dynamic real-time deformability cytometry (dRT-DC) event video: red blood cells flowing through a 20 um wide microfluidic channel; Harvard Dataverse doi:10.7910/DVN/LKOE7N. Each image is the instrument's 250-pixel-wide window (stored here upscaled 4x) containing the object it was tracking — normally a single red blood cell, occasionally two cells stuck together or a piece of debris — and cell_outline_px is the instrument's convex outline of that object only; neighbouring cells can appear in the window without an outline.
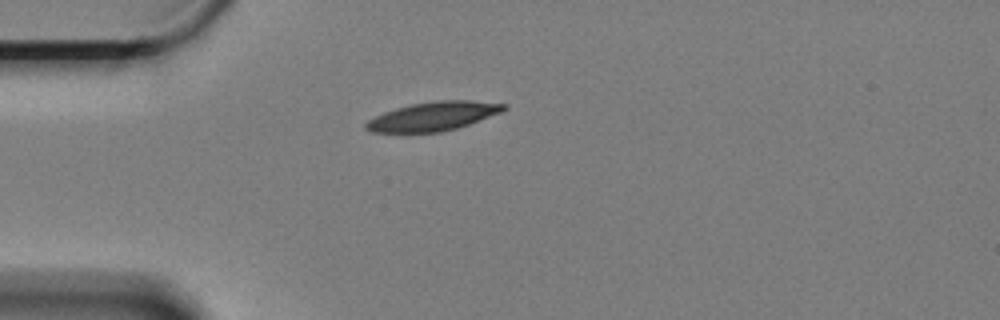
{"species": "Egyptian fruit bat (a non-hibernating species)", "species_latin": "Rousettus aegyptiacus", "temperature_condition": "cold", "stored_images_in_passage": 46, "camera_frame_rate_fps": 3000, "um_per_image_px": 0.085, "animal": {"sex": "female"}, "frame": {"image": 1, "passage_image": 1, "time_ms": 0.0, "image_size_px": [1000, 320], "cell_outline_px": [[508, 108], [500, 112], [468, 124], [456, 128], [440, 132], [372, 132], [364, 128], [364, 124], [368, 120], [384, 112], [396, 108], [412, 104], [436, 100], [472, 100], [508, 104]], "centroid_in_image_um": [36.82, 9.87], "position_along_channel_um": 48.2, "area_um2": 23.0}}
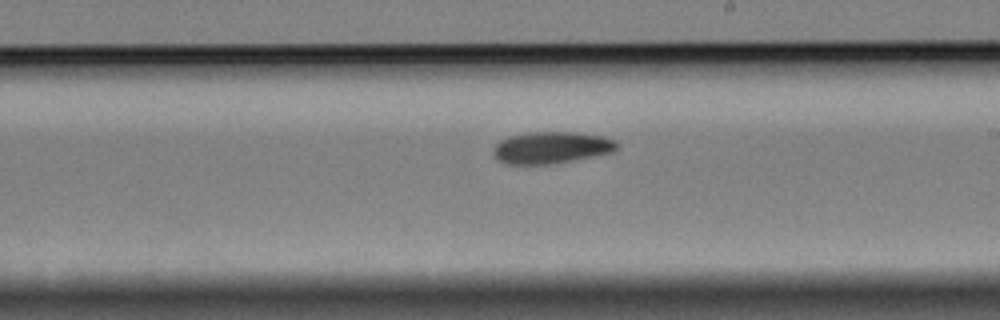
{"frame": {"image": 2, "passage_image": 20, "time_ms": 6.333, "image_size_px": [1000, 320], "cell_outline_px": [[620, 144], [612, 152], [592, 156], [548, 164], [504, 164], [496, 160], [492, 152], [496, 144], [500, 140], [508, 136], [528, 132], [576, 132], [604, 136], [616, 140]], "centroid_in_image_um": [46.83, 12.53], "position_along_channel_um": 242.2, "area_um2": 23.0}}
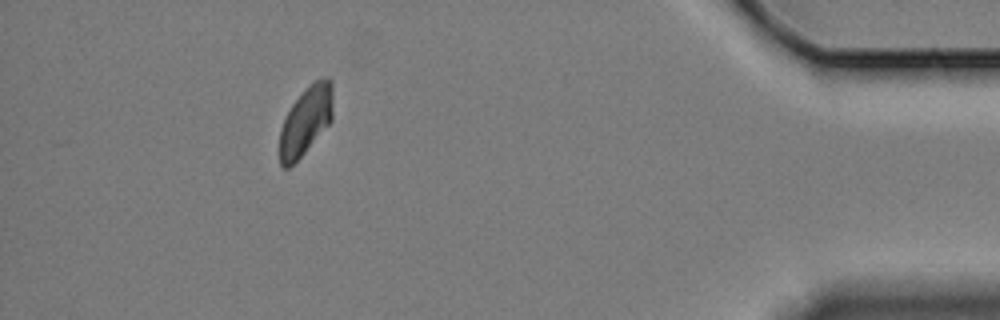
{"frame": {"image": 3, "passage_image": 40, "time_ms": 13.0, "image_size_px": [1000, 320], "cell_outline_px": [[332, 120], [304, 152], [288, 168], [284, 168], [280, 164], [280, 128], [292, 104], [304, 88], [312, 80], [324, 76], [328, 76], [332, 80]], "centroid_in_image_um": [26.0, 10.18], "position_along_channel_um": 409.2, "area_um2": 21.21}, "authors_computed_cell_mechanics": {"area_um2": 22.9466, "velocity_mm_per_s": 3.2843, "shape_relaxation_time_tau1_ms": 5.8366, "shape_relaxation_time_tau2_ms": null, "deformation_change_tau1": 0.1276, "deformation_change_tau2": null}}